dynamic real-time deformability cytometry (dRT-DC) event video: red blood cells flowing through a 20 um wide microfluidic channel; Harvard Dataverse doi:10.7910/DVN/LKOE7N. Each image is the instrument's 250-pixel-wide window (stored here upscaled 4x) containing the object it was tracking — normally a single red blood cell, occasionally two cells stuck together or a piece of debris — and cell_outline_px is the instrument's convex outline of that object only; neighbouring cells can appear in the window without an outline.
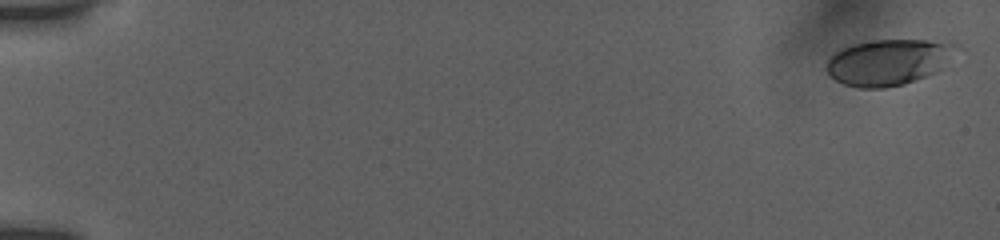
{"species": "human", "species_latin": "Homo sapiens", "temperature_condition": "room temperature", "stored_images_in_passage": 13, "camera_frame_rate_fps": 3000, "um_per_image_px": 0.085, "donor": {"sex": "female"}, "frame": {"image": 1, "passage_image": 1, "time_ms": 0.0, "image_size_px": [1000, 240], "cell_outline_px": [[944, 44], [940, 68], [936, 72], [904, 84], [884, 88], [860, 88], [844, 84], [836, 80], [828, 72], [828, 60], [836, 52], [852, 44], [876, 40], [924, 40]], "centroid_in_image_um": [75.25, 5.33], "position_along_channel_um": 9.7, "area_um2": 32.43}}
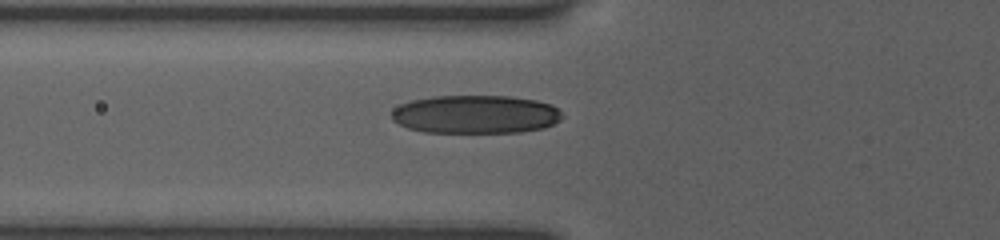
{"frame": {"image": 2, "passage_image": 10, "time_ms": 6.667, "image_size_px": [1000, 240], "cell_outline_px": [[564, 116], [560, 120], [544, 128], [520, 132], [424, 132], [408, 128], [392, 120], [392, 112], [400, 104], [412, 100], [432, 96], [508, 96], [536, 100], [552, 104]], "centroid_in_image_um": [40.43, 9.72], "position_along_channel_um": 85.4, "area_um2": 38.09}}
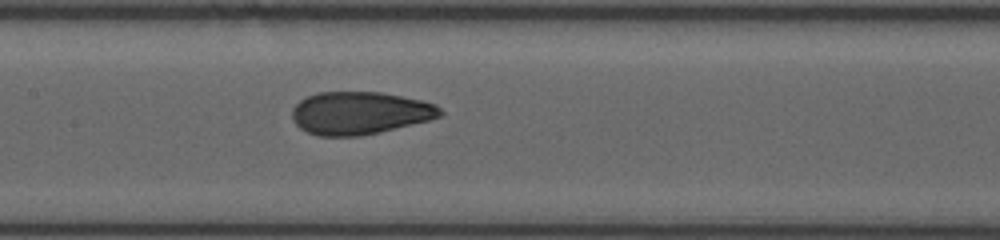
{"frame": {"image": 3, "passage_image": 13, "time_ms": 9.0, "image_size_px": [1000, 240], "cell_outline_px": [[444, 116], [380, 132], [360, 136], [316, 136], [300, 128], [292, 120], [292, 108], [300, 100], [316, 92], [380, 92], [420, 100], [436, 104], [444, 112]], "centroid_in_image_um": [30.57, 9.61], "position_along_channel_um": 176.8, "area_um2": 36.93}}